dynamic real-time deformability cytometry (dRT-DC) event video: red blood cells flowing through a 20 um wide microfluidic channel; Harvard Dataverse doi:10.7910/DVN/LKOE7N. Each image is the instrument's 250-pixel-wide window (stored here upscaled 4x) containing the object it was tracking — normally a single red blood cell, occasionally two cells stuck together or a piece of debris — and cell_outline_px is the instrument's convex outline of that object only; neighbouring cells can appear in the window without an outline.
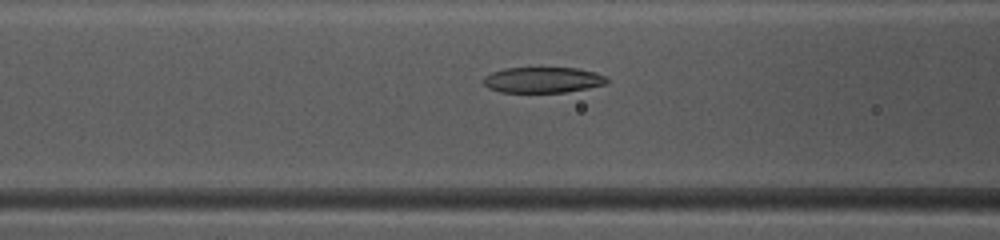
{"species": "common noctule bat (a hibernating species)", "species_latin": "Nyctalus noctula", "temperature_condition": "warm", "stored_images_in_passage": 49, "camera_frame_rate_fps": 3000, "um_per_image_px": 0.085, "animal": {"sex": "female", "body_mass_g": 10.0, "forearm_length_mm": 53.1}, "frame": {"image": 1, "passage_image": 20, "time_ms": 6.333, "image_size_px": [1000, 240], "cell_outline_px": [[608, 84], [588, 88], [564, 92], [500, 92], [488, 88], [480, 80], [484, 76], [492, 72], [504, 68], [576, 68], [596, 72], [604, 76], [608, 80]], "centroid_in_image_um": [46.11, 6.79], "position_along_channel_um": 120.5, "area_um2": 18.61}}
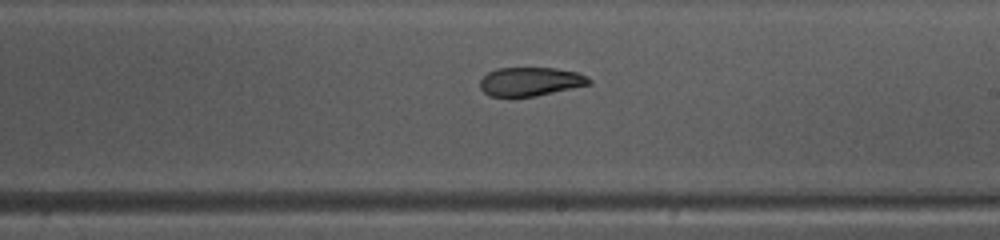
{"frame": {"image": 2, "passage_image": 29, "time_ms": 9.333, "image_size_px": [1000, 240], "cell_outline_px": [[592, 84], [536, 96], [488, 96], [480, 88], [480, 80], [488, 72], [496, 68], [556, 68], [576, 72], [588, 76], [592, 80]], "centroid_in_image_um": [45.1, 6.93], "position_along_channel_um": 243.9, "area_um2": 18.32}}
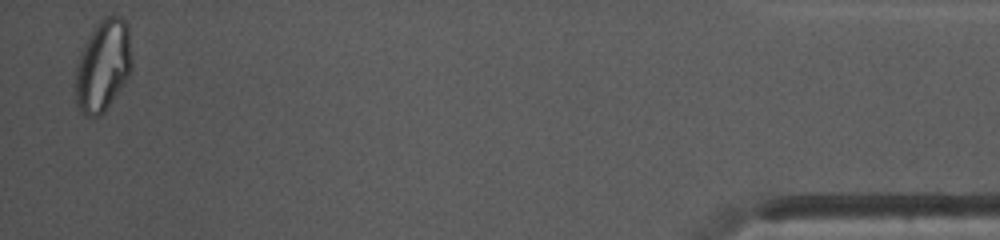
{"frame": {"image": 3, "passage_image": 48, "time_ms": 15.667, "image_size_px": [1000, 240], "cell_outline_px": [[132, 68], [128, 76], [104, 112], [100, 116], [84, 116], [80, 112], [76, 104], [76, 64], [80, 52], [84, 44], [96, 24], [104, 16], [120, 16], [128, 24], [132, 60]], "centroid_in_image_um": [8.75, 5.57], "position_along_channel_um": 426.4, "area_um2": 30.11}, "authors_computed_cell_mechanics": {"area_um2": 21.2126, "velocity_mm_per_s": 4.1222, "shape_relaxation_time_tau1_ms": null, "shape_relaxation_time_tau2_ms": 3.2237, "deformation_change_tau1": null, "deformation_change_tau2": 0.0881}}